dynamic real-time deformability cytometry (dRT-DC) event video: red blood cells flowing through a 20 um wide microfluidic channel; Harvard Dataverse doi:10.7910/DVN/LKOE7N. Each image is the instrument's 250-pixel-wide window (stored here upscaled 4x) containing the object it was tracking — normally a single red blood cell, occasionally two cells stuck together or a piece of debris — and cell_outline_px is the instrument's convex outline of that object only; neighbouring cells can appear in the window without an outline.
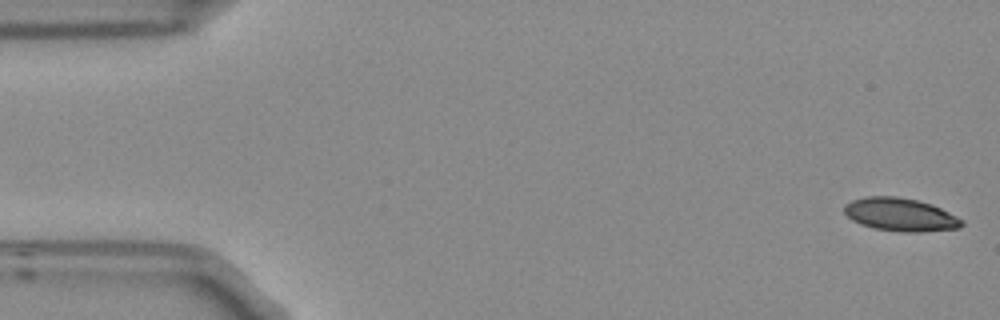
{"species": "Egyptian fruit bat (a non-hibernating species)", "species_latin": "Rousettus aegyptiacus", "temperature_condition": "room temperature", "stored_images_in_passage": 4, "camera_frame_rate_fps": 3000, "um_per_image_px": 0.085, "frame": {"image": 1, "passage_image": 1, "time_ms": 0.0, "image_size_px": [1000, 320], "cell_outline_px": [[964, 224], [960, 228], [920, 232], [904, 232], [872, 228], [860, 224], [852, 220], [844, 212], [844, 204], [852, 200], [868, 196], [896, 196], [920, 200], [932, 204], [964, 220]], "centroid_in_image_um": [76.54, 18.24], "position_along_channel_um": 8.5, "area_um2": 22.83}}
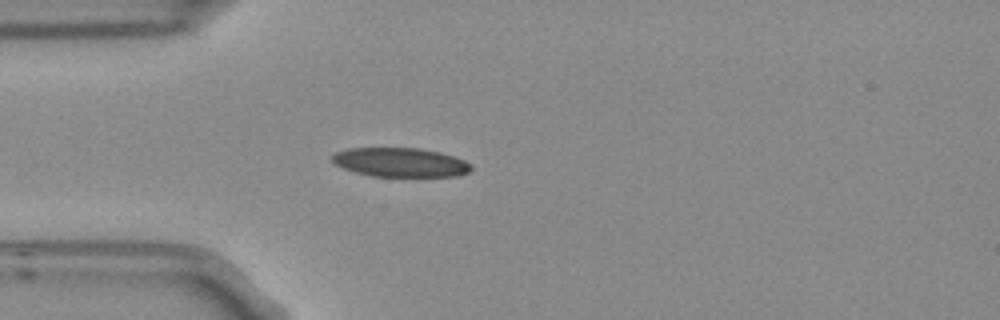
{"frame": {"image": 2, "passage_image": 4, "time_ms": 1.0, "image_size_px": [1000, 320], "cell_outline_px": [[472, 168], [468, 172], [456, 176], [372, 176], [356, 172], [344, 168], [336, 164], [332, 160], [332, 156], [336, 152], [348, 148], [420, 148], [440, 152], [464, 160], [472, 164]], "centroid_in_image_um": [34.05, 13.79], "position_along_channel_um": 51.0, "area_um2": 23.41}}